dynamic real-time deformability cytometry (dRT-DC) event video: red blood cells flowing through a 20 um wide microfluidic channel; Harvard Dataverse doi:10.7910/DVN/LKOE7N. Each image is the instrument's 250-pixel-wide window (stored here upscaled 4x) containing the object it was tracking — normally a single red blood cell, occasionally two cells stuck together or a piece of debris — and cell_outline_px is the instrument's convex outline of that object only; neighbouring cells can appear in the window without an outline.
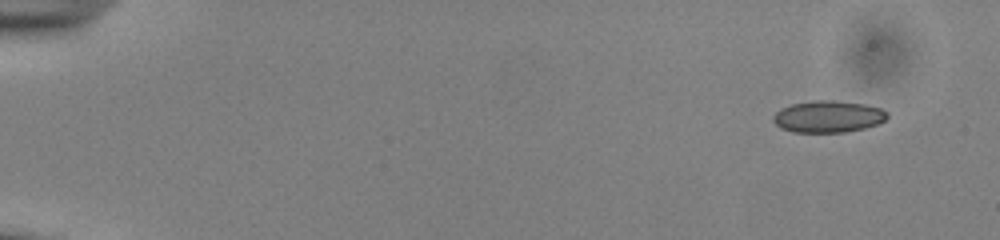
{"species": "common noctule bat (a hibernating species)", "species_latin": "Nyctalus noctula", "temperature_condition": "cold", "stored_images_in_passage": 51, "camera_frame_rate_fps": 3000, "um_per_image_px": 0.085, "animal": {"sex": "male", "body_mass_g": 13.0, "forearm_length_mm": 53.1}, "frame": {"image": 1, "passage_image": 1, "time_ms": 0.0, "image_size_px": [1000, 240], "cell_outline_px": [[888, 116], [880, 124], [864, 128], [844, 132], [792, 132], [780, 128], [772, 120], [772, 116], [780, 108], [792, 104], [816, 100], [832, 100], [864, 104], [880, 108], [888, 112]], "centroid_in_image_um": [70.38, 9.91], "position_along_channel_um": 14.6, "area_um2": 21.21}}
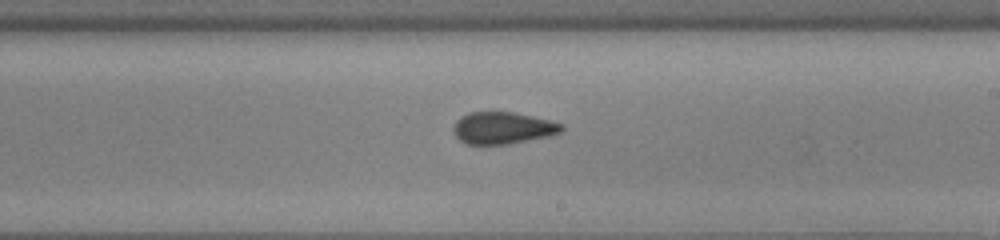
{"frame": {"image": 2, "passage_image": 30, "time_ms": 9.667, "image_size_px": [1000, 240], "cell_outline_px": [[564, 132], [552, 136], [508, 144], [464, 144], [456, 136], [452, 128], [456, 120], [460, 116], [468, 112], [512, 112], [532, 116], [564, 124]], "centroid_in_image_um": [42.76, 10.88], "position_along_channel_um": 246.2, "area_um2": 20.4}}
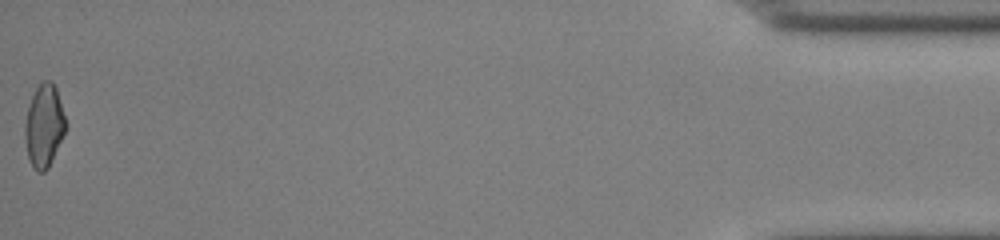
{"frame": {"image": 3, "passage_image": 51, "time_ms": 16.667, "image_size_px": [1000, 240], "cell_outline_px": [[68, 124], [48, 168], [44, 172], [36, 172], [32, 168], [28, 156], [24, 136], [24, 124], [28, 108], [32, 96], [36, 88], [44, 80], [52, 80], [56, 88]], "centroid_in_image_um": [3.75, 10.69], "position_along_channel_um": 431.5, "area_um2": 19.71}, "authors_computed_cell_mechanics": {"area_um2": 20.4034, "velocity_mm_per_s": 3.8936, "shape_relaxation_time_tau1_ms": null, "shape_relaxation_time_tau2_ms": 2.3048, "deformation_change_tau1": null, "deformation_change_tau2": 0.0677}}